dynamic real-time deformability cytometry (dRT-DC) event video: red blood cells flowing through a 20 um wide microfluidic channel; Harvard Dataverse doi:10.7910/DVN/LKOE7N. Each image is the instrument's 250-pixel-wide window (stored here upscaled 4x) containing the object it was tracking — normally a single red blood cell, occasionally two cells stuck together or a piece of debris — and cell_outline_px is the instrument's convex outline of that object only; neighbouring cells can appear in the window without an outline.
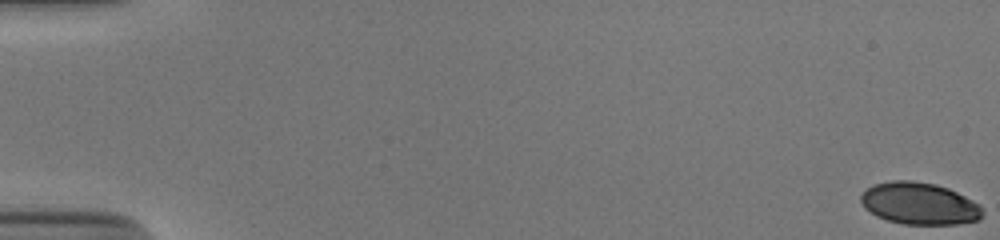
{"species": "human", "species_latin": "Homo sapiens", "temperature_condition": "cold", "stored_images_in_passage": 54, "camera_frame_rate_fps": 3000, "um_per_image_px": 0.085, "donor": {"sex": "male"}, "frame": {"image": 1, "passage_image": 1, "time_ms": 0.0, "image_size_px": [1000, 240], "cell_outline_px": [[984, 212], [980, 220], [956, 224], [904, 224], [888, 220], [876, 216], [864, 208], [860, 200], [860, 196], [872, 184], [892, 180], [912, 180], [936, 184], [948, 188], [980, 204]], "centroid_in_image_um": [78.15, 17.29], "position_along_channel_um": 6.9, "area_um2": 29.94}}
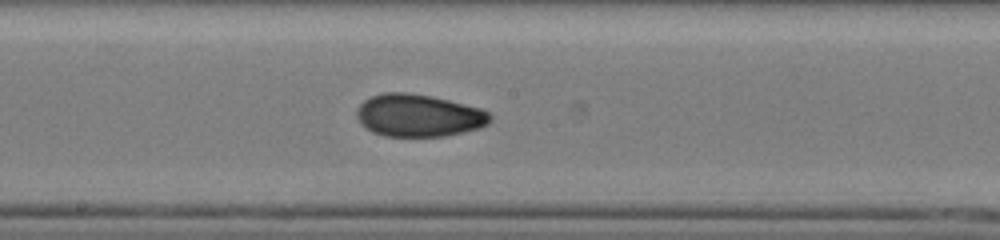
{"frame": {"image": 2, "passage_image": 31, "time_ms": 10.0, "image_size_px": [1000, 240], "cell_outline_px": [[492, 120], [488, 124], [480, 128], [444, 136], [384, 136], [372, 132], [356, 116], [356, 112], [360, 104], [364, 100], [372, 96], [384, 92], [408, 92], [432, 96], [480, 108], [488, 112], [492, 116]], "centroid_in_image_um": [35.6, 9.81], "position_along_channel_um": 212.6, "area_um2": 32.89}}
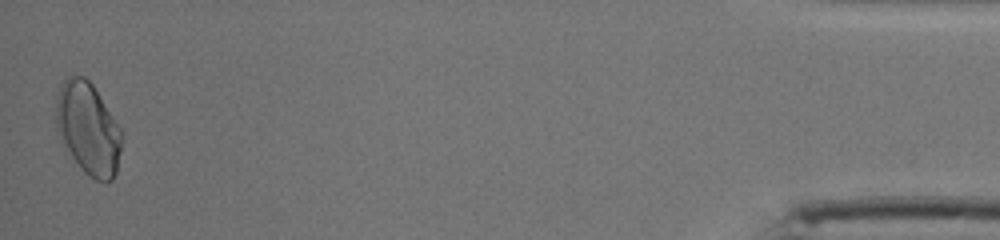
{"frame": {"image": 3, "passage_image": 54, "time_ms": 17.667, "image_size_px": [1000, 240], "cell_outline_px": [[120, 152], [116, 172], [112, 180], [96, 180], [88, 176], [64, 152], [56, 132], [56, 96], [60, 84], [72, 72], [84, 76], [92, 84], [120, 128]], "centroid_in_image_um": [7.41, 10.91], "position_along_channel_um": 427.8, "area_um2": 35.66}, "authors_computed_cell_mechanics": {"area_um2": 31.79, "velocity_mm_per_s": 3.8856, "shape_relaxation_time_tau1_ms": null, "shape_relaxation_time_tau2_ms": 1.5297, "deformation_change_tau1": null, "deformation_change_tau2": 0.0524}}